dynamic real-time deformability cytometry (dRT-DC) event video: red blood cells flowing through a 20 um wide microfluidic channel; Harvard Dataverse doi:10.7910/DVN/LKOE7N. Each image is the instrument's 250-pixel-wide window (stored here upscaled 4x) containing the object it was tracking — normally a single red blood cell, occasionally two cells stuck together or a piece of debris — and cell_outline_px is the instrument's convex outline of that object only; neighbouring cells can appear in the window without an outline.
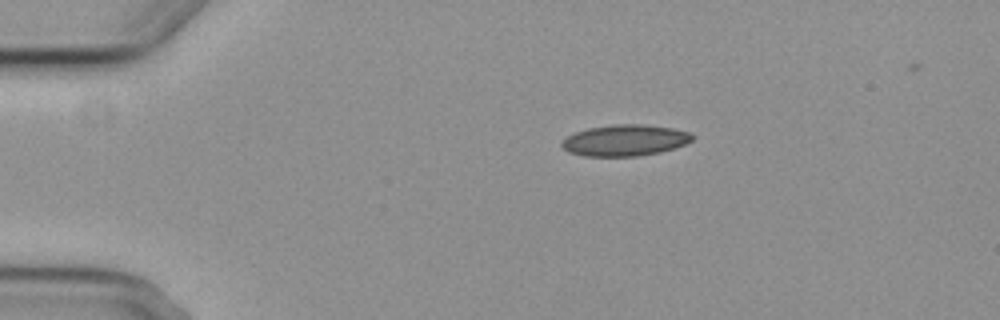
{"species": "common noctule bat (a hibernating species)", "species_latin": "Nyctalus noctula", "temperature_condition": "cold", "stored_images_in_passage": 6, "camera_frame_rate_fps": 3000, "um_per_image_px": 0.085, "animal": {"sex": "female", "body_mass_g": 29.2, "forearm_length_mm": 56.3}, "frame": {"image": 1, "passage_image": 6, "time_ms": 6.667, "image_size_px": [1000, 320], "cell_outline_px": [[692, 140], [684, 144], [660, 152], [636, 156], [584, 156], [568, 152], [560, 144], [568, 136], [576, 132], [588, 128], [612, 124], [644, 124], [672, 128], [688, 132], [692, 136]], "centroid_in_image_um": [53.09, 11.92], "position_along_channel_um": 31.9, "area_um2": 23.52}}